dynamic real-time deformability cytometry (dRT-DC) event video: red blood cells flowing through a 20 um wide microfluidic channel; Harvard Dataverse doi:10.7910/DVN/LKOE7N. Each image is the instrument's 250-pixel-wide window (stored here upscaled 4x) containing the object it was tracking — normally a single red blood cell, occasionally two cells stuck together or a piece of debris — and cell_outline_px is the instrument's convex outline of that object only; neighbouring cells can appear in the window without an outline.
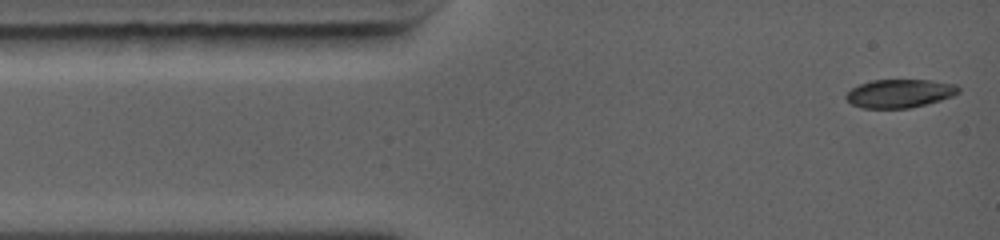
{"species": "common noctule bat (a hibernating species)", "species_latin": "Nyctalus noctula", "temperature_condition": "warm", "stored_images_in_passage": 8, "camera_frame_rate_fps": 5000, "um_per_image_px": 0.085, "animal": {"sex": "female", "body_mass_g": 19.0, "forearm_length_mm": 56.7}, "frame": {"image": 1, "passage_image": 1, "time_ms": 0.0, "image_size_px": [1000, 240], "cell_outline_px": [[960, 92], [952, 96], [940, 100], [912, 108], [860, 108], [852, 104], [844, 96], [852, 88], [860, 84], [872, 80], [928, 80], [956, 84], [960, 88]], "centroid_in_image_um": [76.48, 7.94], "position_along_channel_um": 8.5, "area_um2": 18.61}}